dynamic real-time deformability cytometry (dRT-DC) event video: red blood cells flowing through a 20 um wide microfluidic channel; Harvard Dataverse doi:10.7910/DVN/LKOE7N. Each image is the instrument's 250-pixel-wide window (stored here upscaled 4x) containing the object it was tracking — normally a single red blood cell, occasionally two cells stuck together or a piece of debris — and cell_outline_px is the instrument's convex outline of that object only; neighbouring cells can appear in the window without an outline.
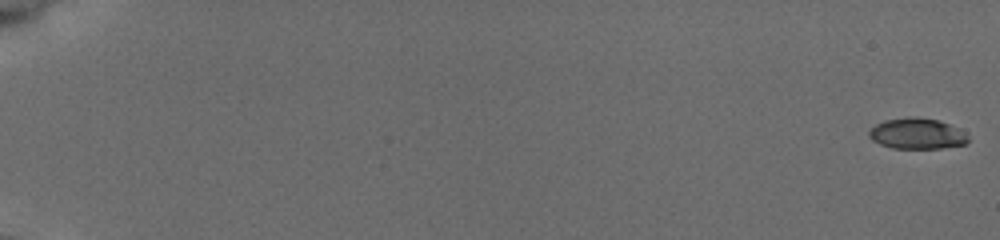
{"species": "common noctule bat (a hibernating species)", "species_latin": "Nyctalus noctula", "temperature_condition": "cold", "stored_images_in_passage": 58, "camera_frame_rate_fps": 3000, "um_per_image_px": 0.085, "animal": {"sex": "female", "body_mass_g": 19.5, "forearm_length_mm": 54.1}, "frame": {"image": 1, "passage_image": 1, "time_ms": 0.0, "image_size_px": [1000, 240], "cell_outline_px": [[968, 140], [964, 144], [940, 148], [892, 148], [880, 144], [872, 140], [868, 136], [868, 132], [876, 124], [884, 120], [908, 116], [916, 116], [936, 120], [948, 124], [956, 128], [968, 136]], "centroid_in_image_um": [77.88, 11.35], "position_along_channel_um": 7.1, "area_um2": 17.63}}
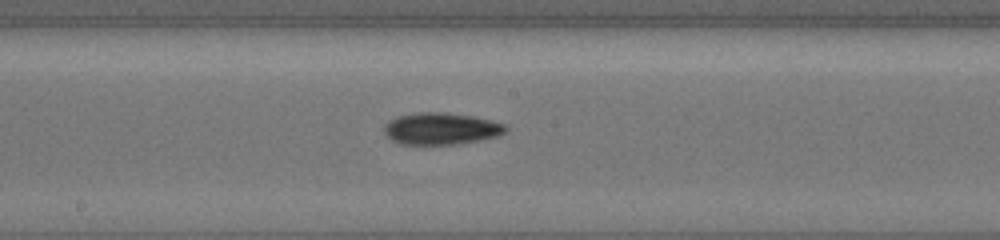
{"frame": {"image": 2, "passage_image": 34, "time_ms": 11.0, "image_size_px": [1000, 240], "cell_outline_px": [[508, 128], [500, 136], [460, 144], [400, 144], [392, 140], [384, 132], [384, 124], [400, 116], [420, 112], [444, 112], [472, 116], [504, 124]], "centroid_in_image_um": [37.51, 10.94], "position_along_channel_um": 210.7, "area_um2": 22.37}}
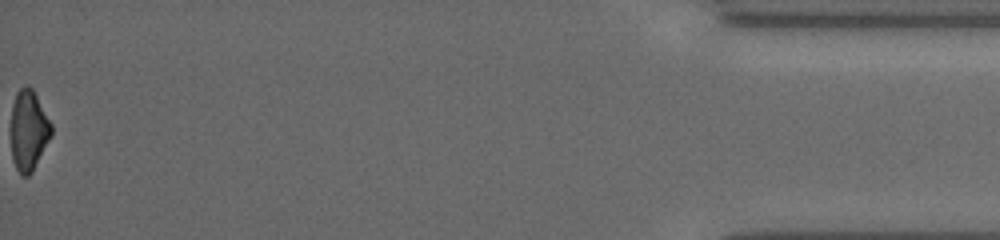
{"frame": {"image": 3, "passage_image": 58, "time_ms": 19.0, "image_size_px": [1000, 240], "cell_outline_px": [[52, 136], [32, 172], [28, 176], [20, 176], [12, 160], [12, 104], [16, 92], [24, 84], [32, 88], [52, 124]], "centroid_in_image_um": [2.44, 11.09], "position_along_channel_um": 432.8, "area_um2": 18.96}, "authors_computed_cell_mechanics": {"area_um2": 20.1433, "velocity_mm_per_s": 3.7897, "shape_relaxation_time_tau1_ms": 5.9347, "shape_relaxation_time_tau2_ms": null, "deformation_change_tau1": 0.1691, "deformation_change_tau2": null}}